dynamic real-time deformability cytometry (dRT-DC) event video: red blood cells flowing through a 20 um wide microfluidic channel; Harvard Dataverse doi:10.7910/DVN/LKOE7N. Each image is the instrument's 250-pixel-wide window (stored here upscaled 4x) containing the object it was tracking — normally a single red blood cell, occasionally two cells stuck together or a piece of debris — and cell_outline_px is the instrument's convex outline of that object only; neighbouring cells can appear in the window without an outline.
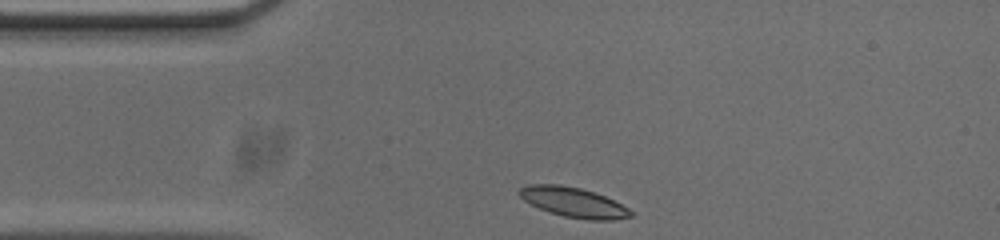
{"species": "common noctule bat (a hibernating species)", "species_latin": "Nyctalus noctula", "temperature_condition": "cold", "stored_images_in_passage": 33, "camera_frame_rate_fps": 3000, "um_per_image_px": 0.085, "animal": {"sex": "male", "body_mass_g": 20.0, "forearm_length_mm": 53.3}, "frame": {"image": 1, "passage_image": 1, "time_ms": 0.0, "image_size_px": [1000, 240], "cell_outline_px": [[632, 216], [616, 220], [588, 220], [564, 216], [548, 212], [524, 200], [516, 192], [520, 188], [528, 184], [560, 184], [580, 188], [596, 192], [628, 208], [632, 212]], "centroid_in_image_um": [48.73, 17.19], "position_along_channel_um": 36.3, "area_um2": 19.36}}
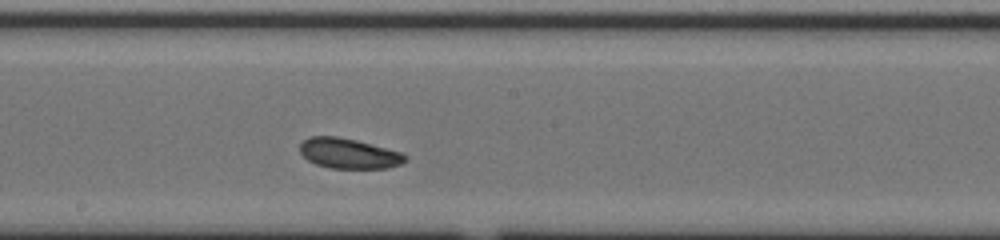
{"frame": {"image": 2, "passage_image": 18, "time_ms": 5.667, "image_size_px": [1000, 240], "cell_outline_px": [[408, 160], [400, 164], [388, 168], [328, 168], [316, 164], [308, 160], [300, 152], [300, 144], [308, 136], [336, 136], [356, 140], [404, 152], [408, 156]], "centroid_in_image_um": [29.68, 13.04], "position_along_channel_um": 218.5, "area_um2": 18.73}}
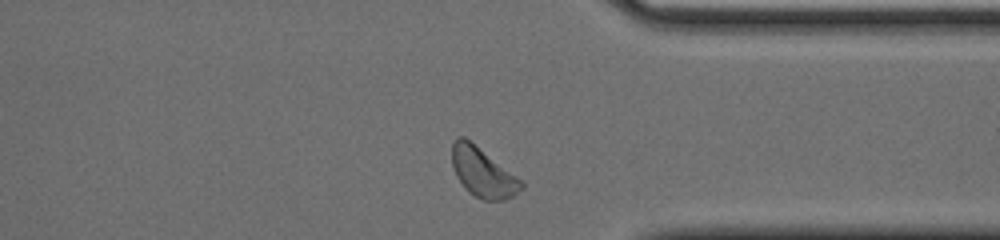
{"frame": {"image": 3, "passage_image": 31, "time_ms": 10.0, "image_size_px": [1000, 240], "cell_outline_px": [[524, 188], [512, 196], [504, 200], [484, 200], [468, 192], [464, 188], [456, 176], [452, 168], [452, 144], [456, 136], [464, 136], [524, 180]], "centroid_in_image_um": [41.05, 14.64], "position_along_channel_um": 370.3, "area_um2": 20.23}, "authors_computed_cell_mechanics": {"area_um2": 18.9584, "velocity_mm_per_s": 3.6465, "shape_relaxation_time_tau1_ms": 3.6951, "shape_relaxation_time_tau2_ms": null, "deformation_change_tau1": 0.0651, "deformation_change_tau2": null}}